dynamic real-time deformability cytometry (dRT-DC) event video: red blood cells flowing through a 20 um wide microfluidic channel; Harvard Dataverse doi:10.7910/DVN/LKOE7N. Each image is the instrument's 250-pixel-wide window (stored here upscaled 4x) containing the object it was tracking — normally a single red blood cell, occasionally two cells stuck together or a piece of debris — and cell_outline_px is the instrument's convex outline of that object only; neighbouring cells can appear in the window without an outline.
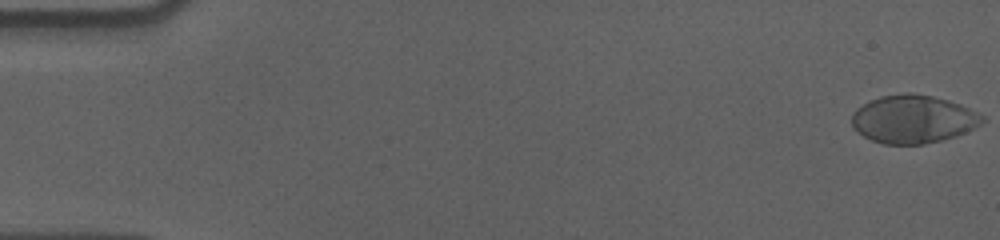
{"species": "human", "species_latin": "Homo sapiens", "temperature_condition": "cold", "stored_images_in_passage": 58, "camera_frame_rate_fps": 3000, "um_per_image_px": 0.085, "donor": {"sex": "male"}, "frame": {"image": 1, "passage_image": 1, "time_ms": 0.0, "image_size_px": [1000, 240], "cell_outline_px": [[984, 120], [980, 124], [956, 136], [924, 144], [884, 144], [872, 140], [864, 136], [852, 124], [852, 112], [856, 108], [868, 100], [880, 96], [908, 92], [912, 92], [932, 96], [948, 100], [960, 104], [984, 116]], "centroid_in_image_um": [77.59, 10.11], "position_along_channel_um": 7.4, "area_um2": 36.41}}
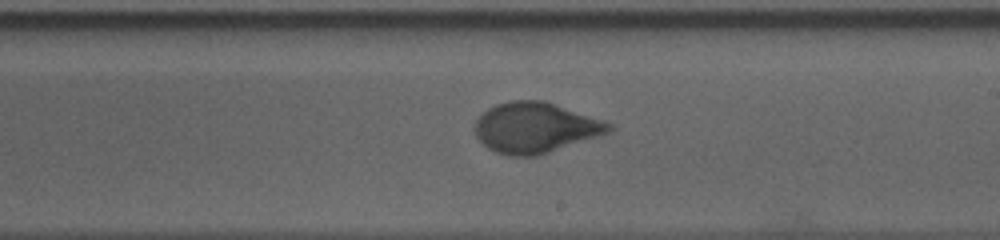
{"frame": {"image": 2, "passage_image": 34, "time_ms": 11.0, "image_size_px": [1000, 240], "cell_outline_px": [[616, 128], [608, 132], [536, 156], [508, 156], [496, 152], [488, 148], [476, 136], [472, 128], [476, 120], [488, 108], [496, 104], [512, 100], [544, 100], [612, 124]], "centroid_in_image_um": [45.44, 10.84], "position_along_channel_um": 243.6, "area_um2": 38.96}}
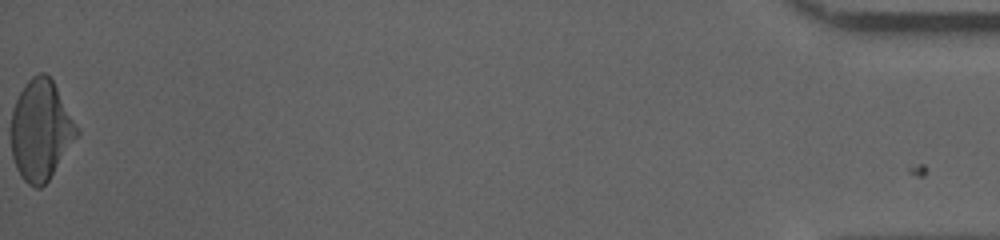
{"frame": {"image": 3, "passage_image": 58, "time_ms": 19.0, "image_size_px": [1000, 240], "cell_outline_px": [[80, 132], [48, 180], [40, 188], [36, 188], [28, 184], [20, 176], [16, 168], [12, 156], [12, 108], [24, 84], [32, 76], [40, 72], [44, 72], [52, 80], [80, 128]], "centroid_in_image_um": [3.47, 11.05], "position_along_channel_um": 431.7, "area_um2": 38.21}, "authors_computed_cell_mechanics": {"area_um2": 38.2347, "velocity_mm_per_s": 3.5713, "shape_relaxation_time_tau1_ms": 5.1149, "shape_relaxation_time_tau2_ms": null, "deformation_change_tau1": 0.1909, "deformation_change_tau2": null}}